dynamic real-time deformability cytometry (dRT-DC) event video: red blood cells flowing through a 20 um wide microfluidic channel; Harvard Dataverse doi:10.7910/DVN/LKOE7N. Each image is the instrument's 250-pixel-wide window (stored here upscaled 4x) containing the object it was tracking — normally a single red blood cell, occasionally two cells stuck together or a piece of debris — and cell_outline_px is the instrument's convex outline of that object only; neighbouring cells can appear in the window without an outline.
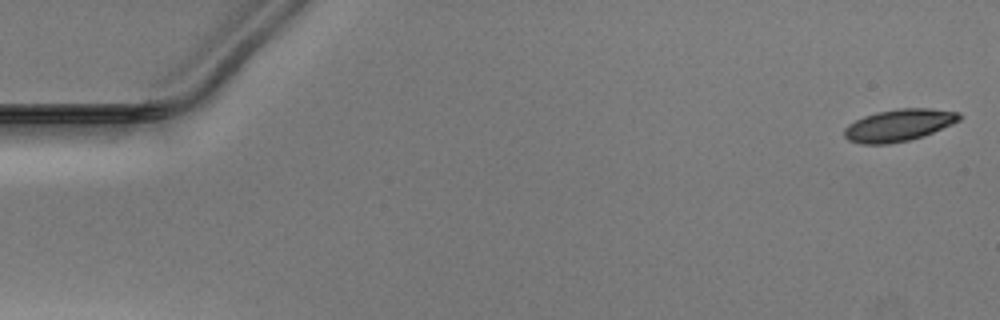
{"species": "Egyptian fruit bat (a non-hibernating species)", "species_latin": "Rousettus aegyptiacus", "temperature_condition": "warm", "stored_images_in_passage": 11, "camera_frame_rate_fps": 3000, "um_per_image_px": 0.085, "animal": {"sex": "male"}, "frame": {"image": 1, "passage_image": 1, "time_ms": 0.0, "image_size_px": [1000, 320], "cell_outline_px": [[960, 120], [952, 124], [924, 136], [908, 140], [888, 144], [860, 144], [848, 140], [844, 136], [844, 128], [848, 124], [864, 116], [876, 112], [896, 108], [932, 108], [960, 112]], "centroid_in_image_um": [76.39, 10.63], "position_along_channel_um": 8.6, "area_um2": 21.62}}